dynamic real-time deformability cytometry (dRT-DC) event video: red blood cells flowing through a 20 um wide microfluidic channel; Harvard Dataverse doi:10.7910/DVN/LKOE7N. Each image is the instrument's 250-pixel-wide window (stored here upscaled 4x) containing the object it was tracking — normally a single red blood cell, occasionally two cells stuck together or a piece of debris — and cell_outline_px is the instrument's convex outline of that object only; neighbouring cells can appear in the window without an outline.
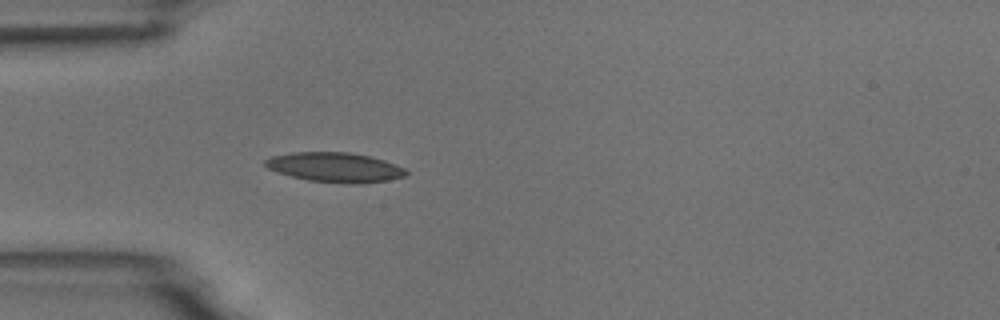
{"species": "common noctule bat (a hibernating species)", "species_latin": "Nyctalus noctula", "temperature_condition": "room temperature", "stored_images_in_passage": 4, "camera_frame_rate_fps": 3000, "um_per_image_px": 0.085, "animal": {"sex": "male", "body_mass_g": 18.8}, "frame": {"image": 1, "passage_image": 4, "time_ms": 3.667, "image_size_px": [1000, 320], "cell_outline_px": [[408, 172], [404, 176], [388, 180], [364, 184], [344, 184], [308, 180], [276, 172], [268, 168], [264, 164], [264, 160], [272, 156], [292, 152], [348, 152], [368, 156], [384, 160], [396, 164], [404, 168]], "centroid_in_image_um": [28.47, 14.23], "position_along_channel_um": 56.5, "area_um2": 24.45}}